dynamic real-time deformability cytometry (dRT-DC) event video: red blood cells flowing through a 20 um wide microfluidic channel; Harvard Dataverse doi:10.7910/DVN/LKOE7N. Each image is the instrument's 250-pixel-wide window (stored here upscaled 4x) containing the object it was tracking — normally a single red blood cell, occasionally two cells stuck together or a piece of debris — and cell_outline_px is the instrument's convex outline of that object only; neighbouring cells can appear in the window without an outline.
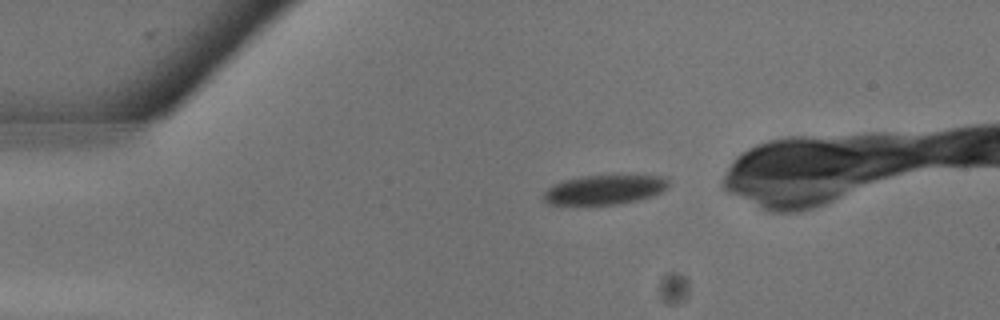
{"species": "common noctule bat (a hibernating species)", "species_latin": "Nyctalus noctula", "temperature_condition": "warm", "stored_images_in_passage": 22, "camera_frame_rate_fps": 3000, "um_per_image_px": 0.085, "animal": {"sex": "male", "body_mass_g": 13.3}, "frame": {"image": 1, "passage_image": 3, "time_ms": 0.667, "image_size_px": [1000, 320], "cell_outline_px": [[668, 188], [660, 192], [636, 200], [616, 204], [548, 204], [544, 200], [544, 192], [552, 184], [564, 180], [580, 176], [668, 176]], "centroid_in_image_um": [51.36, 16.11], "position_along_channel_um": 33.6, "area_um2": 21.1}}
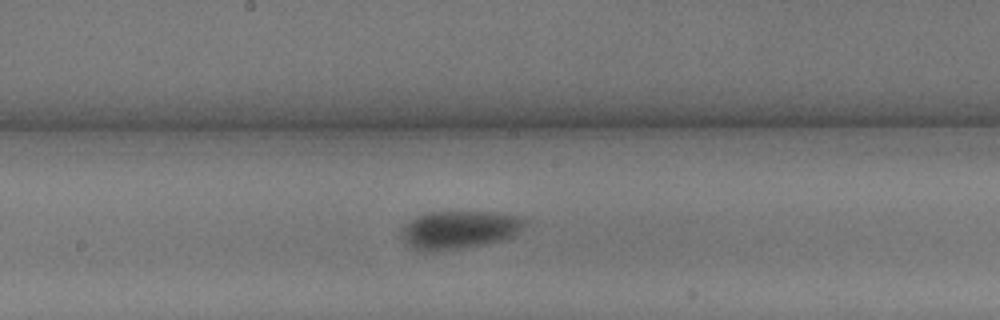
{"frame": {"image": 2, "passage_image": 12, "time_ms": 3.667, "image_size_px": [1000, 320], "cell_outline_px": [[528, 220], [520, 232], [504, 240], [484, 244], [440, 252], [420, 252], [408, 244], [404, 240], [400, 232], [400, 228], [404, 224], [416, 216], [432, 212], [496, 212], [524, 216]], "centroid_in_image_um": [39.06, 19.54], "position_along_channel_um": 209.1, "area_um2": 27.92}}
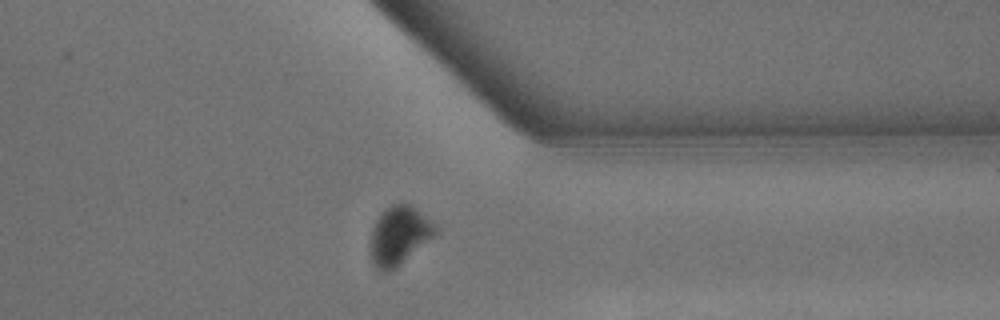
{"frame": {"image": 3, "passage_image": 19, "time_ms": 6.0, "image_size_px": [1000, 320], "cell_outline_px": [[436, 232], [432, 236], [400, 264], [388, 272], [380, 272], [376, 268], [372, 260], [368, 244], [372, 228], [376, 220], [392, 204], [408, 204], [436, 224]], "centroid_in_image_um": [33.86, 20.04], "position_along_channel_um": 377.5, "area_um2": 21.56}}